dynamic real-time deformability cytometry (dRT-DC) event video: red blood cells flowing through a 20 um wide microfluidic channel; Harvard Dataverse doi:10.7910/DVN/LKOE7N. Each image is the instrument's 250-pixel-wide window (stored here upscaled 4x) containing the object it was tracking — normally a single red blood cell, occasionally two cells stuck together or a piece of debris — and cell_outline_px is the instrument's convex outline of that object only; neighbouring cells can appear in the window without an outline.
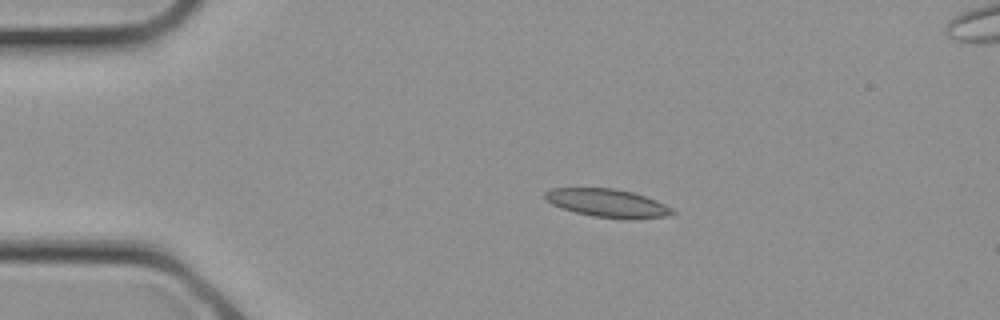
{"species": "common noctule bat (a hibernating species)", "species_latin": "Nyctalus noctula", "temperature_condition": "cold", "stored_images_in_passage": 2, "camera_frame_rate_fps": 3000, "um_per_image_px": 0.085, "animal": {"sex": "female", "body_mass_g": 21.9}, "frame": {"image": 1, "passage_image": 1, "time_ms": 0.0, "image_size_px": [1000, 320], "cell_outline_px": [[676, 212], [668, 216], [628, 220], [592, 216], [576, 212], [552, 204], [544, 200], [544, 192], [552, 188], [616, 188], [632, 192], [656, 200], [672, 208]], "centroid_in_image_um": [51.64, 17.27], "position_along_channel_um": 33.4, "area_um2": 21.04}}